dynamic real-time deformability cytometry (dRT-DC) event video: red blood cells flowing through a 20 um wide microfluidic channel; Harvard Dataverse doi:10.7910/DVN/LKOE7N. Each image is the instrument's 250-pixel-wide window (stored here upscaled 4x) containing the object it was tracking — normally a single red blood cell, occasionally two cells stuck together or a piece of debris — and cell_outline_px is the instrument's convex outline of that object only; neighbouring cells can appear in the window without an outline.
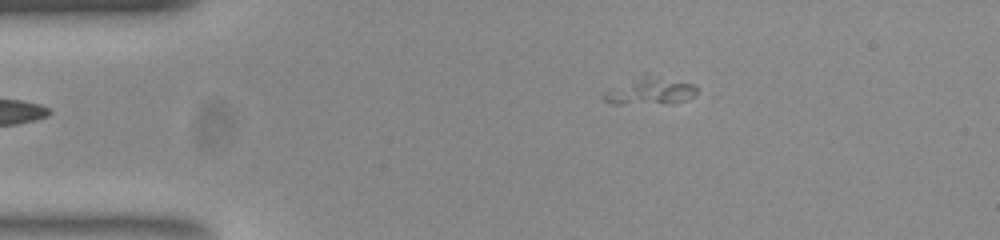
{"species": "common noctule bat (a hibernating species)", "species_latin": "Nyctalus noctula", "temperature_condition": "room temperature", "stored_images_in_passage": 45, "camera_frame_rate_fps": 3000, "um_per_image_px": 0.085, "animal": {"sex": "female", "body_mass_g": 23.0, "forearm_length_mm": 53.4}, "frame": {"image": 1, "passage_image": 1, "time_ms": 0.0, "image_size_px": [1000, 240], "cell_outline_px": [[696, 92], [688, 100], [624, 104], [608, 104], [600, 96], [604, 92], [644, 72], [692, 84], [696, 88]], "centroid_in_image_um": [55.16, 7.69], "position_along_channel_um": 29.8, "area_um2": 14.57}}